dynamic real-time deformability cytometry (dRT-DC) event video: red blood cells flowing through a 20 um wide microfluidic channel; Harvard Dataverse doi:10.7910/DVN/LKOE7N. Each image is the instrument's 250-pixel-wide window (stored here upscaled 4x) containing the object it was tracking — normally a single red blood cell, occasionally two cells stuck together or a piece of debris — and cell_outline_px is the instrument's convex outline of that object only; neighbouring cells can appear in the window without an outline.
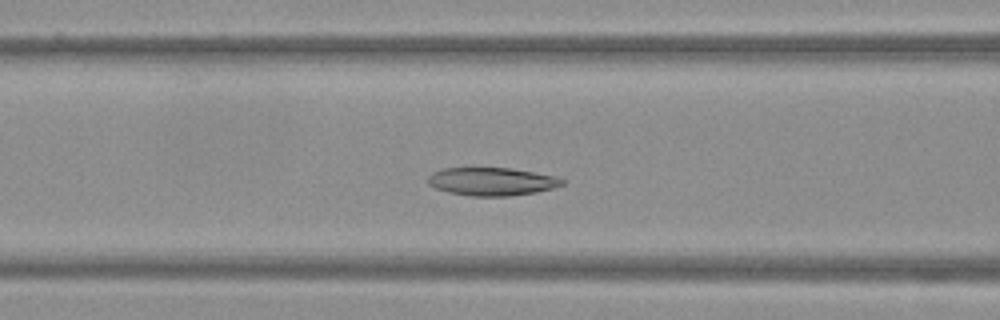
{"species": "Egyptian fruit bat (a non-hibernating species)", "species_latin": "Rousettus aegyptiacus", "temperature_condition": "warm", "stored_images_in_passage": 48, "camera_frame_rate_fps": 3000, "um_per_image_px": 0.085, "frame": {"image": 1, "passage_image": 17, "time_ms": 5.333, "image_size_px": [1000, 320], "cell_outline_px": [[564, 184], [552, 188], [536, 192], [512, 196], [472, 196], [448, 192], [436, 188], [428, 184], [428, 176], [432, 172], [444, 168], [512, 168], [552, 176], [564, 180]], "centroid_in_image_um": [41.77, 15.43], "position_along_channel_um": 124.8, "area_um2": 21.79}}
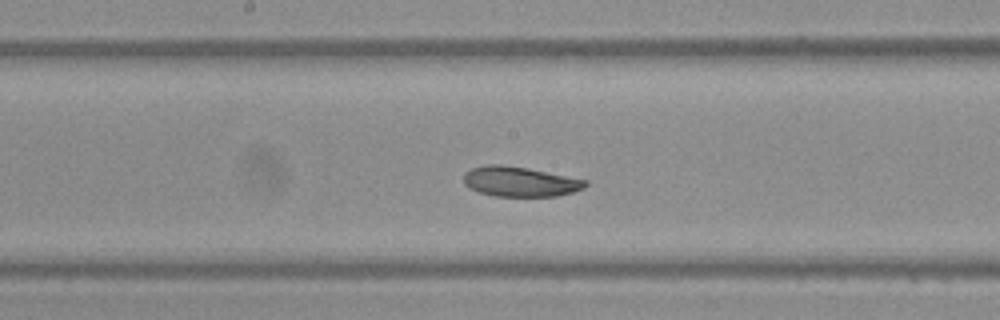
{"frame": {"image": 2, "passage_image": 23, "time_ms": 7.333, "image_size_px": [1000, 320], "cell_outline_px": [[588, 184], [584, 188], [572, 192], [556, 196], [496, 196], [480, 192], [468, 188], [464, 184], [464, 172], [472, 168], [484, 164], [500, 164], [528, 168], [588, 180]], "centroid_in_image_um": [44.18, 15.43], "position_along_channel_um": 204.0, "area_um2": 21.33}}
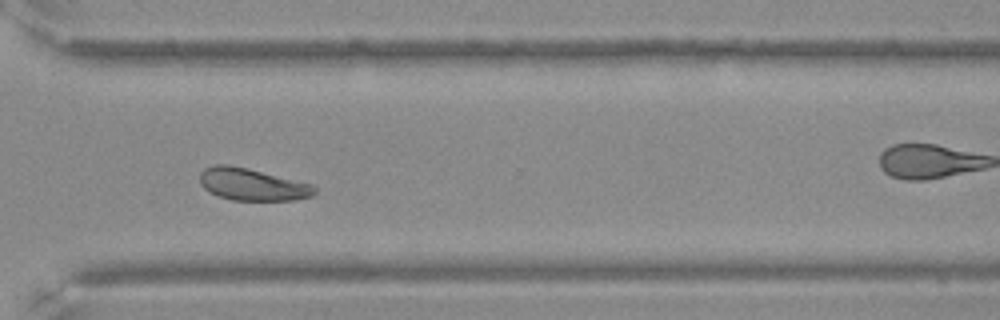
{"frame": {"image": 3, "passage_image": 34, "time_ms": 11.0, "image_size_px": [1000, 320], "cell_outline_px": [[316, 192], [312, 196], [292, 200], [232, 200], [216, 196], [204, 188], [200, 184], [200, 172], [204, 168], [216, 164], [228, 164], [248, 168], [312, 184], [316, 188]], "centroid_in_image_um": [21.41, 15.67], "position_along_channel_um": 349.2, "area_um2": 21.56}}